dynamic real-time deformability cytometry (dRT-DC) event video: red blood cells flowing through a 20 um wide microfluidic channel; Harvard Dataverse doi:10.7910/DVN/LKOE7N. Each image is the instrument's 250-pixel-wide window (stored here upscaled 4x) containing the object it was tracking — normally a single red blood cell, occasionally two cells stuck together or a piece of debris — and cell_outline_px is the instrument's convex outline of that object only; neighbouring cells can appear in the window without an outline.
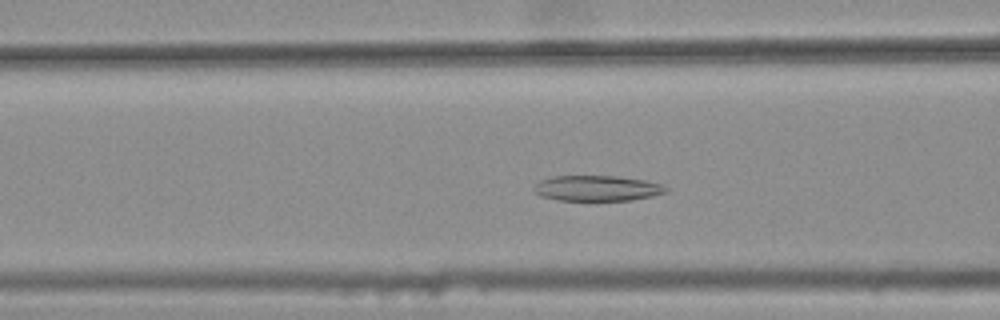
{"species": "common noctule bat (a hibernating species)", "species_latin": "Nyctalus noctula", "temperature_condition": "warm", "stored_images_in_passage": 40, "camera_frame_rate_fps": 3000, "um_per_image_px": 0.085, "animal": {"sex": "female", "body_mass_g": 25.1}, "frame": {"image": 1, "passage_image": 17, "time_ms": 5.333, "image_size_px": [1000, 320], "cell_outline_px": [[668, 192], [652, 196], [632, 200], [556, 200], [540, 196], [532, 188], [540, 180], [552, 176], [616, 176], [644, 180], [660, 184], [668, 188]], "centroid_in_image_um": [50.74, 16.0], "position_along_channel_um": 115.9, "area_um2": 19.59}}
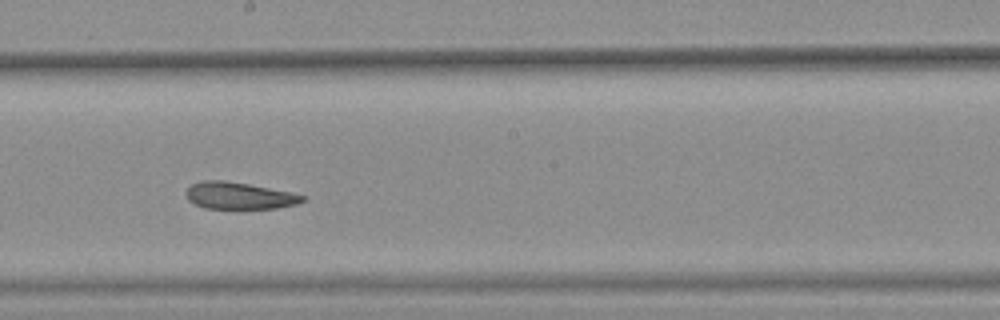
{"frame": {"image": 2, "passage_image": 26, "time_ms": 8.333, "image_size_px": [1000, 320], "cell_outline_px": [[304, 200], [296, 204], [276, 208], [204, 208], [188, 200], [184, 192], [192, 184], [200, 180], [224, 180], [248, 184], [292, 192], [304, 196]], "centroid_in_image_um": [20.29, 16.62], "position_along_channel_um": 227.9, "area_um2": 18.15}}
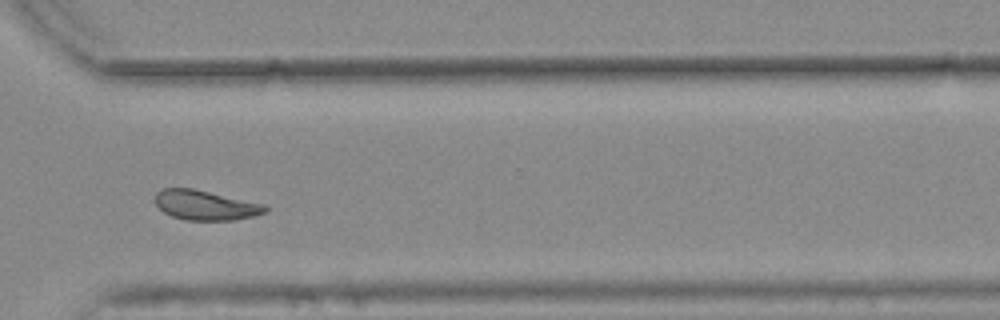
{"frame": {"image": 3, "passage_image": 36, "time_ms": 11.667, "image_size_px": [1000, 320], "cell_outline_px": [[268, 212], [256, 216], [236, 220], [184, 220], [172, 216], [164, 212], [156, 204], [156, 192], [164, 188], [192, 188], [264, 204], [268, 208]], "centroid_in_image_um": [17.5, 17.45], "position_along_channel_um": 353.1, "area_um2": 19.07}, "authors_computed_cell_mechanics": {"area_um2": 19.941, "velocity_mm_per_s": 3.7437, "shape_relaxation_time_tau1_ms": null, "shape_relaxation_time_tau2_ms": 3.0186, "deformation_change_tau1": null, "deformation_change_tau2": 0.0911}}